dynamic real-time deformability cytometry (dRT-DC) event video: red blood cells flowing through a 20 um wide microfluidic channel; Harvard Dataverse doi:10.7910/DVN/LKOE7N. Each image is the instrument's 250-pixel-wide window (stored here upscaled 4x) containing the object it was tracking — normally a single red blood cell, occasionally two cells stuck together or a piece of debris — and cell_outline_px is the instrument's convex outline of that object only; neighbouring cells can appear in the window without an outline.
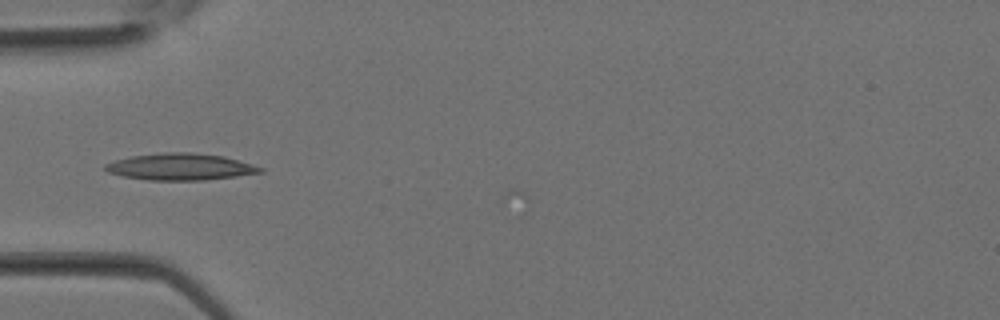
{"species": "Egyptian fruit bat (a non-hibernating species)", "species_latin": "Rousettus aegyptiacus", "temperature_condition": "room temperature", "stored_images_in_passage": 2, "camera_frame_rate_fps": 3000, "um_per_image_px": 0.085, "animal": {"sex": "female"}, "frame": {"image": 1, "passage_image": 1, "time_ms": 0.0, "image_size_px": [1000, 320], "cell_outline_px": [[264, 172], [236, 176], [204, 180], [148, 180], [124, 176], [108, 172], [104, 168], [104, 164], [116, 160], [132, 156], [164, 152], [192, 152], [224, 156], [252, 164], [264, 168]], "centroid_in_image_um": [15.35, 14.17], "position_along_channel_um": 69.6, "area_um2": 24.04}}